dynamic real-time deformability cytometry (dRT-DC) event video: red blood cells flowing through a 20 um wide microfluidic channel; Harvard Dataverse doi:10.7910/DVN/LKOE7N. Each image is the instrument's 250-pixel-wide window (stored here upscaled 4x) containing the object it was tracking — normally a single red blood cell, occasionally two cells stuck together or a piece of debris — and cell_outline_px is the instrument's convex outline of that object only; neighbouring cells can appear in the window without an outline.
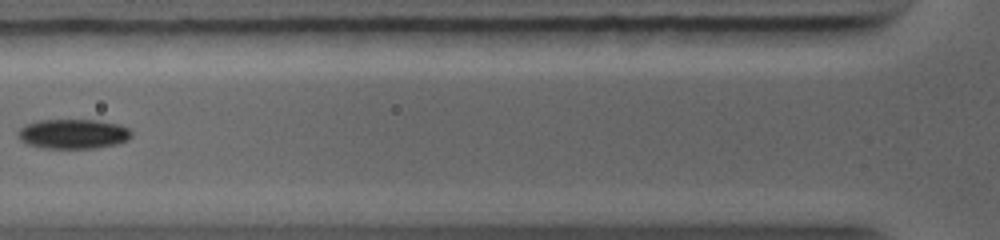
{"species": "common noctule bat (a hibernating species)", "species_latin": "Nyctalus noctula", "temperature_condition": "warm", "stored_images_in_passage": 6, "camera_frame_rate_fps": 5000, "um_per_image_px": 0.085, "animal": {"sex": "female", "body_mass_g": 19.0, "forearm_length_mm": 56.7}, "frame": {"image": 1, "passage_image": 3, "time_ms": 1.2, "image_size_px": [1000, 240], "cell_outline_px": [[132, 136], [128, 140], [116, 144], [92, 148], [44, 148], [24, 144], [16, 136], [16, 132], [20, 128], [28, 124], [40, 120], [96, 120], [116, 124], [128, 128], [132, 132]], "centroid_in_image_um": [6.18, 11.39], "position_along_channel_um": 119.6, "area_um2": 19.65}}
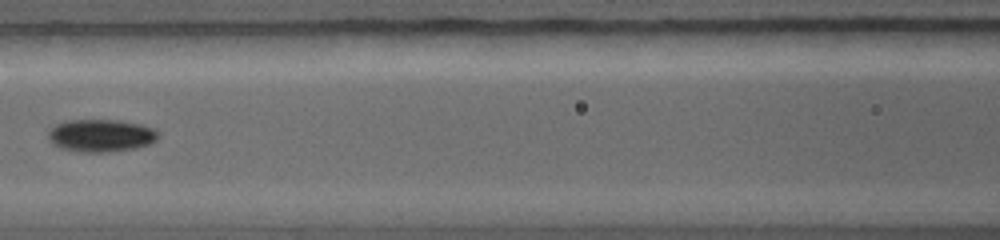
{"frame": {"image": 2, "passage_image": 4, "time_ms": 2.0, "image_size_px": [1000, 240], "cell_outline_px": [[160, 132], [156, 140], [152, 144], [136, 148], [104, 152], [80, 152], [60, 148], [52, 144], [48, 136], [48, 128], [64, 120], [120, 120], [140, 124], [152, 128]], "centroid_in_image_um": [8.56, 11.52], "position_along_channel_um": 158.0, "area_um2": 21.15}}